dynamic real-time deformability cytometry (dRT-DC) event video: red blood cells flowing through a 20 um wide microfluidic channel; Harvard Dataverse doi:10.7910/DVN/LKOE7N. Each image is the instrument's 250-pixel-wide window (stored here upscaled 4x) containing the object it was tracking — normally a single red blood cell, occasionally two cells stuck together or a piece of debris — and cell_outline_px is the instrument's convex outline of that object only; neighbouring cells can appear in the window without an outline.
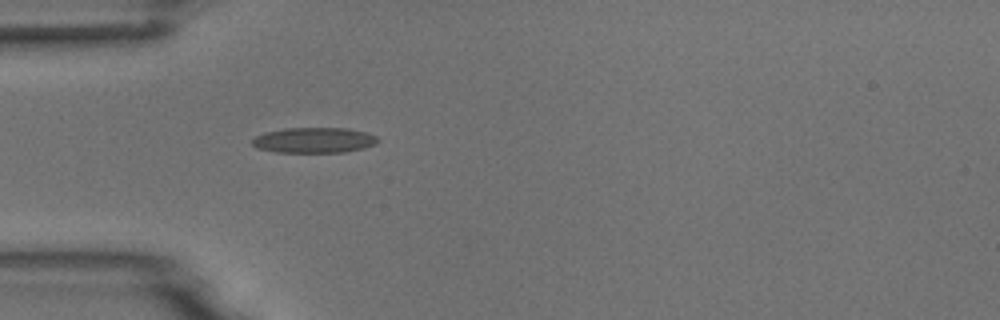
{"species": "common noctule bat (a hibernating species)", "species_latin": "Nyctalus noctula", "temperature_condition": "room temperature", "stored_images_in_passage": 38, "camera_frame_rate_fps": 3000, "um_per_image_px": 0.085, "animal": {"sex": "male", "body_mass_g": 18.8}, "frame": {"image": 1, "passage_image": 1, "time_ms": 0.0, "image_size_px": [1000, 320], "cell_outline_px": [[380, 140], [364, 148], [344, 152], [276, 152], [256, 148], [252, 144], [252, 140], [256, 136], [264, 132], [284, 128], [348, 128], [368, 132], [376, 136]], "centroid_in_image_um": [26.68, 11.91], "position_along_channel_um": 58.3, "area_um2": 18.67}}
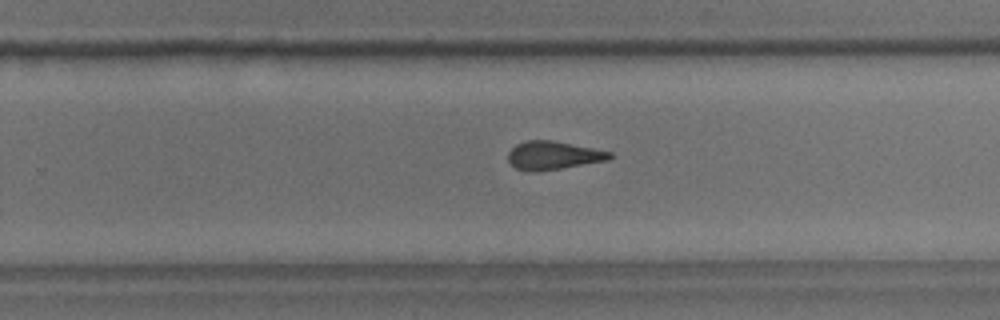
{"frame": {"image": 2, "passage_image": 19, "time_ms": 6.0, "image_size_px": [1000, 320], "cell_outline_px": [[616, 156], [608, 160], [536, 172], [528, 172], [516, 168], [508, 160], [508, 152], [516, 144], [524, 140], [552, 140], [612, 152]], "centroid_in_image_um": [47.02, 13.21], "position_along_channel_um": 282.8, "area_um2": 16.82}}
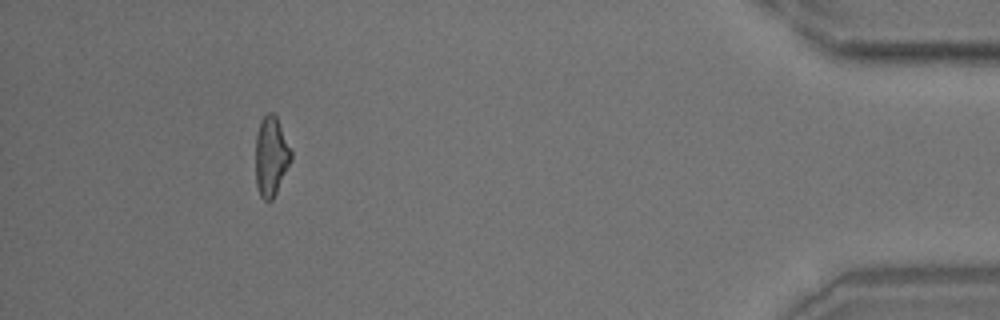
{"frame": {"image": 3, "passage_image": 34, "time_ms": 11.0, "image_size_px": [1000, 320], "cell_outline_px": [[292, 160], [272, 200], [264, 200], [260, 196], [256, 184], [256, 136], [260, 120], [268, 112], [272, 112], [276, 116], [292, 152]], "centroid_in_image_um": [23.04, 13.28], "position_along_channel_um": 412.2, "area_um2": 16.36}, "authors_computed_cell_mechanics": {"area_um2": 17.1377, "velocity_mm_per_s": 3.7884, "shape_relaxation_time_tau1_ms": null, "shape_relaxation_time_tau2_ms": 2.567, "deformation_change_tau1": null, "deformation_change_tau2": 0.1232}}